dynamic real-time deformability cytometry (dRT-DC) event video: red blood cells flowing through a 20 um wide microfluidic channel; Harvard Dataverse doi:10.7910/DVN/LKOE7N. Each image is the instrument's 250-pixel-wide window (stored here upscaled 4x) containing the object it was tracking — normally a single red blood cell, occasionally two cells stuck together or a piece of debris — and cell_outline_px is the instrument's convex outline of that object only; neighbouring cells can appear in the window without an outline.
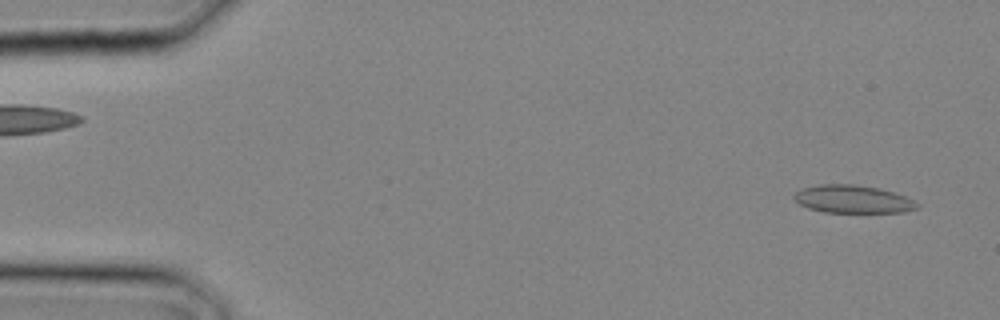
{"species": "common noctule bat (a hibernating species)", "species_latin": "Nyctalus noctula", "temperature_condition": "cold", "stored_images_in_passage": 7, "camera_frame_rate_fps": 3000, "um_per_image_px": 0.085, "animal": {"sex": "male", "body_mass_g": 20.4}, "frame": {"image": 1, "passage_image": 1, "time_ms": 0.0, "image_size_px": [1000, 320], "cell_outline_px": [[920, 204], [916, 208], [904, 212], [824, 212], [808, 208], [800, 204], [792, 196], [800, 188], [820, 184], [856, 184], [880, 188], [904, 196]], "centroid_in_image_um": [72.46, 16.92], "position_along_channel_um": 12.5, "area_um2": 19.94}}